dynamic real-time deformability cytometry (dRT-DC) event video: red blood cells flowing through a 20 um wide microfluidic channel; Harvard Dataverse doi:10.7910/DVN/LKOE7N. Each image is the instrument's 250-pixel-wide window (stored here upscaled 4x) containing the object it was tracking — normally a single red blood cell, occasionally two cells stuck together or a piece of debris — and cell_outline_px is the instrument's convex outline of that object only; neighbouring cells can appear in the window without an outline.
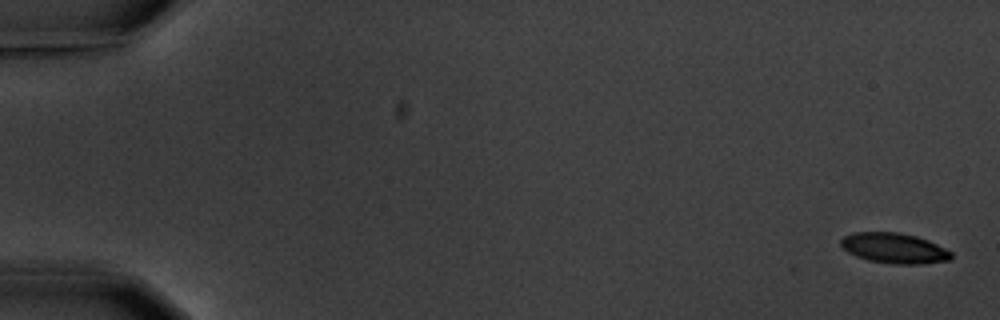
{"species": "common noctule bat (a hibernating species)", "species_latin": "Nyctalus noctula", "temperature_condition": "warm", "stored_images_in_passage": 6, "camera_frame_rate_fps": 3000, "um_per_image_px": 0.085, "animal": {"sex": "male", "body_mass_g": 20.1, "forearm_length_mm": 53.5}, "frame": {"image": 1, "passage_image": 1, "time_ms": 0.0, "image_size_px": [1000, 320], "cell_outline_px": [[952, 256], [948, 260], [920, 264], [896, 264], [868, 260], [856, 256], [848, 252], [840, 244], [840, 240], [844, 236], [852, 232], [900, 232], [916, 236], [928, 240], [952, 252]], "centroid_in_image_um": [75.98, 21.08], "position_along_channel_um": 9.0, "area_um2": 19.42}}
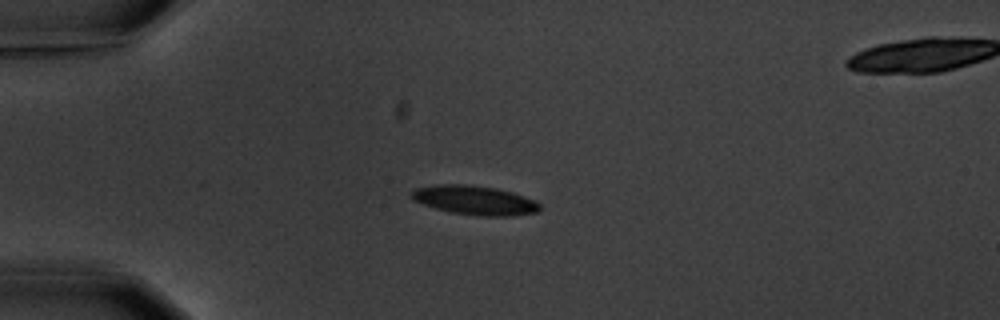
{"frame": {"image": 2, "passage_image": 5, "time_ms": 4.667, "image_size_px": [1000, 320], "cell_outline_px": [[540, 208], [536, 212], [508, 216], [480, 216], [452, 212], [436, 208], [412, 200], [412, 192], [416, 188], [436, 184], [464, 184], [496, 188], [512, 192], [536, 200], [540, 204]], "centroid_in_image_um": [40.36, 17.01], "position_along_channel_um": 44.6, "area_um2": 21.62}}